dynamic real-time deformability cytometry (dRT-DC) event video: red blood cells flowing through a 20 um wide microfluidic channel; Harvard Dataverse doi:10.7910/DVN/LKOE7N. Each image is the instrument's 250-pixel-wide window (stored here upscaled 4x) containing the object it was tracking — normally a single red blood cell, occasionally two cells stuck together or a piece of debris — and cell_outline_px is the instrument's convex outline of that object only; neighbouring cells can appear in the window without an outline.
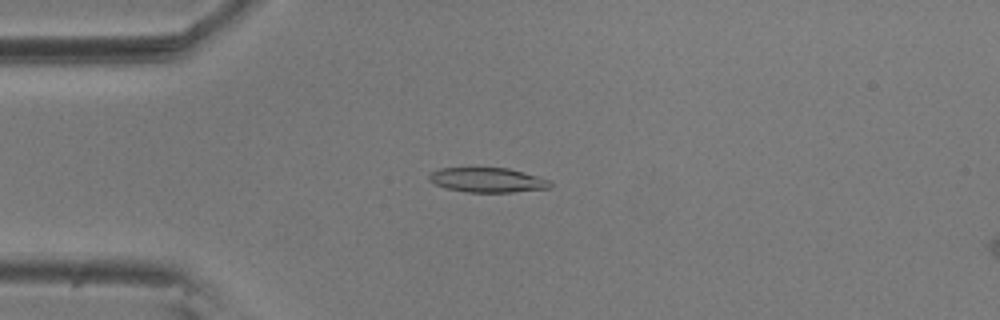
{"species": "common noctule bat (a hibernating species)", "species_latin": "Nyctalus noctula", "temperature_condition": "room temperature", "stored_images_in_passage": 56, "camera_frame_rate_fps": 3000, "um_per_image_px": 0.085, "animal": {"sex": "male", "body_mass_g": 20.5, "forearm_length_mm": 52.5}, "frame": {"image": 1, "passage_image": 14, "time_ms": 4.333, "image_size_px": [1000, 320], "cell_outline_px": [[552, 188], [512, 192], [468, 192], [448, 188], [436, 184], [428, 180], [428, 176], [432, 172], [440, 168], [508, 168], [524, 172], [548, 180], [552, 184]], "centroid_in_image_um": [41.45, 15.3], "position_along_channel_um": 43.5, "area_um2": 17.22}}
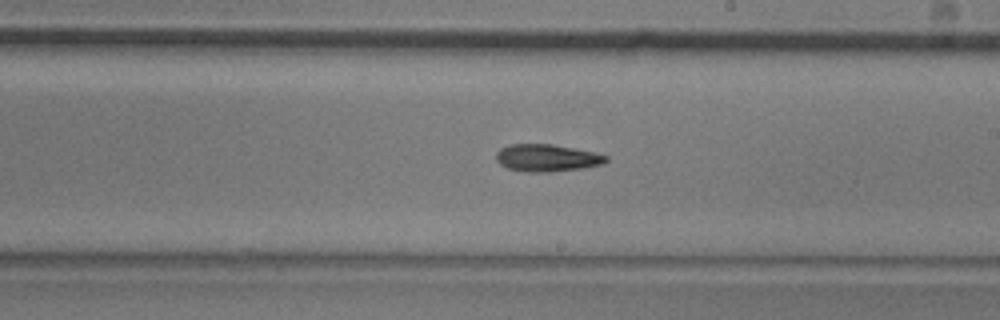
{"frame": {"image": 2, "passage_image": 32, "time_ms": 10.333, "image_size_px": [1000, 320], "cell_outline_px": [[608, 160], [604, 164], [584, 168], [552, 172], [528, 172], [508, 168], [500, 164], [496, 160], [496, 152], [500, 148], [508, 144], [552, 144], [592, 152], [608, 156]], "centroid_in_image_um": [46.48, 13.42], "position_along_channel_um": 242.5, "area_um2": 17.51}}
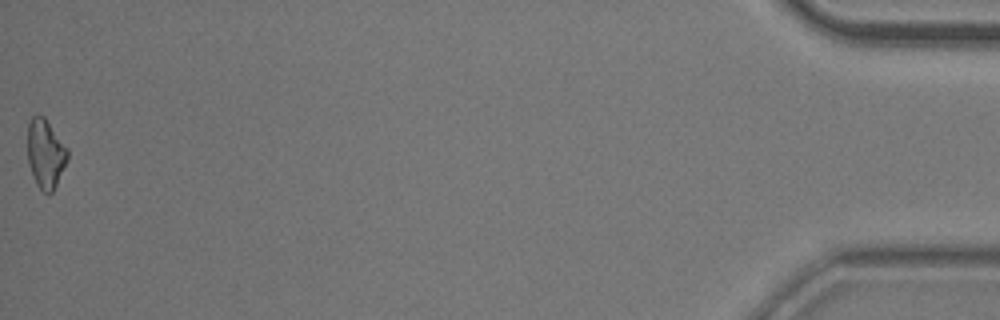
{"frame": {"image": 3, "passage_image": 56, "time_ms": 18.333, "image_size_px": [1000, 320], "cell_outline_px": [[68, 156], [56, 184], [52, 192], [48, 196], [36, 184], [28, 164], [28, 124], [32, 116], [44, 116], [68, 148]], "centroid_in_image_um": [3.86, 13.06], "position_along_channel_um": 431.3, "area_um2": 15.9}, "authors_computed_cell_mechanics": {"area_um2": 16.8776, "velocity_mm_per_s": 3.6072, "shape_relaxation_time_tau1_ms": 6.3639, "shape_relaxation_time_tau2_ms": null, "deformation_change_tau1": 0.1735, "deformation_change_tau2": null}}